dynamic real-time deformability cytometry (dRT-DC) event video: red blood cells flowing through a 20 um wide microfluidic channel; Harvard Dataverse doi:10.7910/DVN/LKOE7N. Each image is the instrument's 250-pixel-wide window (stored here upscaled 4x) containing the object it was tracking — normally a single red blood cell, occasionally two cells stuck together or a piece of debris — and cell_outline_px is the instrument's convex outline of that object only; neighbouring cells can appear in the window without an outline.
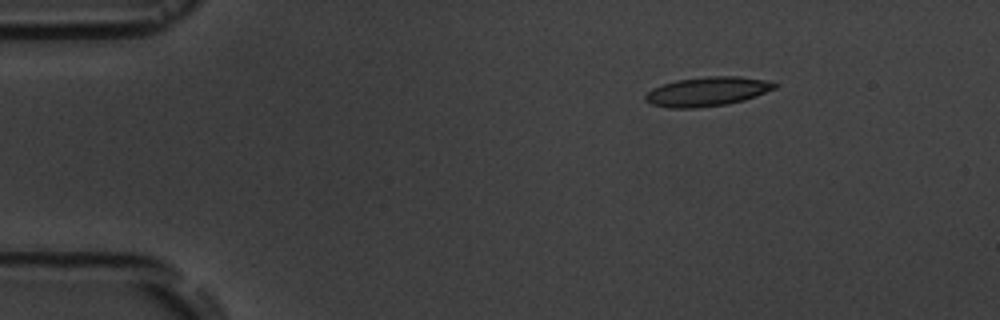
{"species": "common noctule bat (a hibernating species)", "species_latin": "Nyctalus noctula", "temperature_condition": "room temperature", "stored_images_in_passage": 4, "camera_frame_rate_fps": 3000, "um_per_image_px": 0.085, "animal": {"sex": "male", "body_mass_g": 19.5, "forearm_length_mm": 54.6}, "frame": {"image": 1, "passage_image": 2, "time_ms": 2.0, "image_size_px": [1000, 320], "cell_outline_px": [[780, 84], [776, 88], [756, 96], [744, 100], [728, 104], [696, 108], [668, 108], [652, 104], [644, 100], [644, 96], [652, 88], [676, 80], [708, 76], [736, 76], [764, 80]], "centroid_in_image_um": [60.11, 7.78], "position_along_channel_um": 24.9, "area_um2": 22.02}}